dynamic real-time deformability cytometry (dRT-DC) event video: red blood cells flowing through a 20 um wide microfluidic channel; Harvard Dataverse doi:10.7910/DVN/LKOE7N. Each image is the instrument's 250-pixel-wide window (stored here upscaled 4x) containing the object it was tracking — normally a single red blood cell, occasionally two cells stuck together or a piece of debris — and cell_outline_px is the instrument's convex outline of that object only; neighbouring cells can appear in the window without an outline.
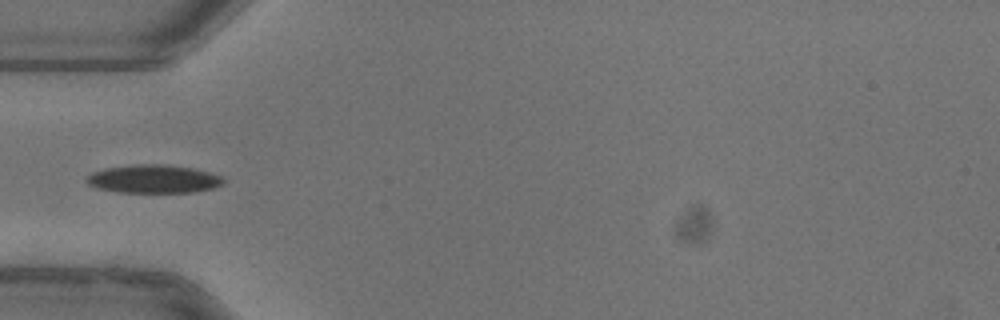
{"species": "common noctule bat (a hibernating species)", "species_latin": "Nyctalus noctula", "temperature_condition": "warm", "stored_images_in_passage": 36, "camera_frame_rate_fps": 3000, "um_per_image_px": 0.085, "animal": {"sex": "female"}, "frame": {"image": 1, "passage_image": 1, "time_ms": 0.0, "image_size_px": [1000, 320], "cell_outline_px": [[224, 184], [212, 188], [192, 192], [116, 192], [96, 188], [88, 184], [84, 180], [92, 172], [104, 168], [132, 164], [164, 164], [192, 168], [208, 172], [220, 176], [224, 180]], "centroid_in_image_um": [13.0, 15.21], "position_along_channel_um": 72.0, "area_um2": 22.6}, "authors_computed_cell_mechanics": {"area_um2": 22.5131, "velocity_mm_per_s": 3.9469, "shape_relaxation_time_tau1_ms": 3.1976, "shape_relaxation_time_tau2_ms": null, "deformation_change_tau1": 0.0999, "deformation_change_tau2": null}}